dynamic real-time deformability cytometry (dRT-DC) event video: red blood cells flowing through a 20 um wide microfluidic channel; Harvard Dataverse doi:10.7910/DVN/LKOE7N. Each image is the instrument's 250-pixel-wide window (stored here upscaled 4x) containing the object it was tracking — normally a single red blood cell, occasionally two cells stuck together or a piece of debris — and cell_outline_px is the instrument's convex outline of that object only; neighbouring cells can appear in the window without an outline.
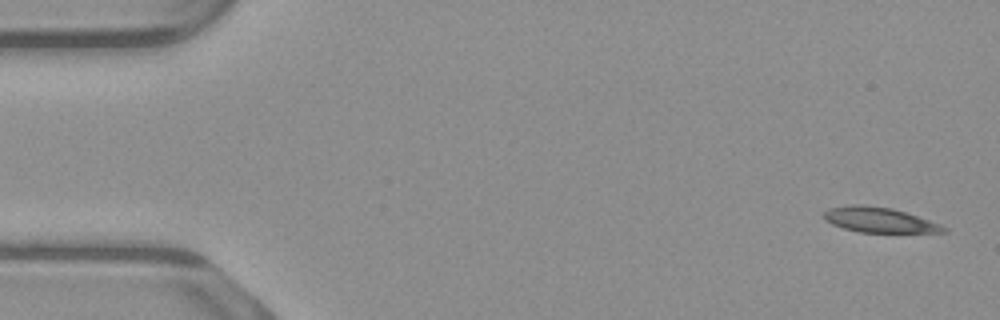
{"species": "common noctule bat (a hibernating species)", "species_latin": "Nyctalus noctula", "temperature_condition": "warm", "stored_images_in_passage": 16, "camera_frame_rate_fps": 3000, "um_per_image_px": 0.085, "animal": {"sex": "male", "body_mass_g": 23.1, "forearm_length_mm": 52.7}, "frame": {"image": 1, "passage_image": 3, "time_ms": 0.667, "image_size_px": [1000, 320], "cell_outline_px": [[924, 224], [916, 232], [872, 232], [852, 228], [840, 224], [856, 208], [880, 208], [896, 212], [908, 216]], "centroid_in_image_um": [74.88, 18.79], "position_along_channel_um": 10.1, "area_um2": 10.46}}
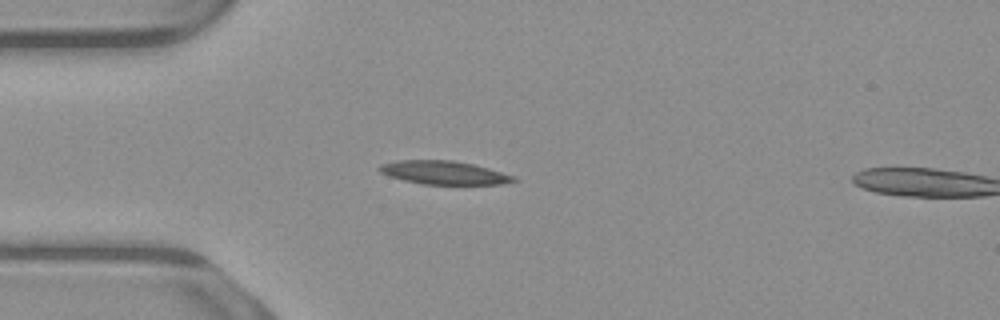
{"frame": {"image": 2, "passage_image": 15, "time_ms": 4.667, "image_size_px": [1000, 320], "cell_outline_px": [[504, 180], [484, 184], [440, 184], [416, 180], [400, 176], [388, 172], [436, 164], [460, 164], [476, 168], [504, 176]], "centroid_in_image_um": [38.23, 14.84], "position_along_channel_um": 46.8, "area_um2": 11.33}}